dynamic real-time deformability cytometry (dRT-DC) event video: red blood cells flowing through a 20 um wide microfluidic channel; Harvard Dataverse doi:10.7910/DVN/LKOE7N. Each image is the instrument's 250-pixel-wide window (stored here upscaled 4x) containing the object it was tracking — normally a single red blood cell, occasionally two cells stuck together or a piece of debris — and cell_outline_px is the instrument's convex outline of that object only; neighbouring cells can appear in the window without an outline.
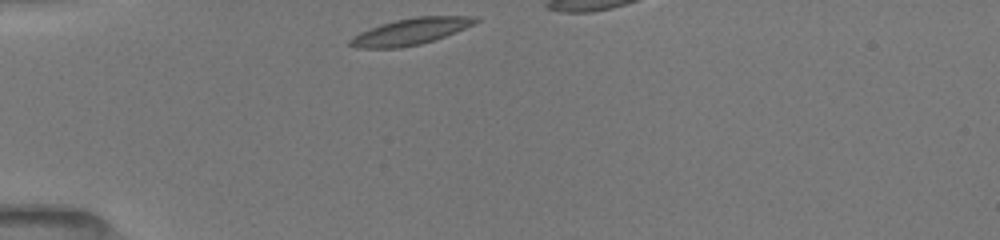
{"species": "common noctule bat (a hibernating species)", "species_latin": "Nyctalus noctula", "temperature_condition": "room temperature", "stored_images_in_passage": 16, "camera_frame_rate_fps": 3000, "um_per_image_px": 0.085, "animal": {"sex": "female", "body_mass_g": 19.5, "forearm_length_mm": 54.1}, "frame": {"image": 1, "passage_image": 1, "time_ms": 0.0, "image_size_px": [1000, 240], "cell_outline_px": [[480, 20], [476, 24], [456, 32], [420, 44], [396, 48], [356, 48], [348, 44], [348, 40], [352, 36], [360, 32], [380, 24], [396, 20], [416, 16], [476, 16]], "centroid_in_image_um": [34.9, 2.67], "position_along_channel_um": 50.1, "area_um2": 19.36}}
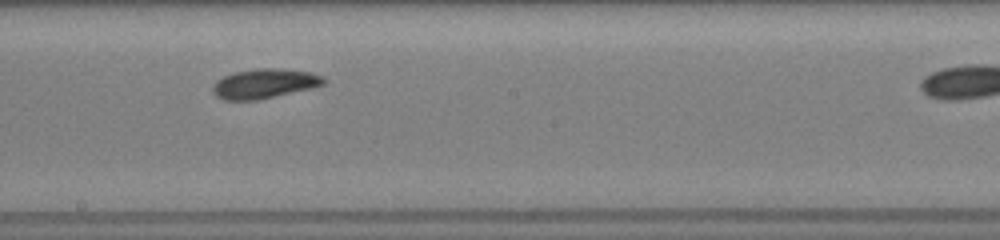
{"frame": {"image": 2, "passage_image": 9, "time_ms": 5.0, "image_size_px": [1000, 240], "cell_outline_px": [[328, 80], [324, 84], [312, 88], [260, 100], [224, 100], [216, 96], [212, 92], [212, 84], [216, 80], [224, 76], [236, 72], [256, 68], [280, 68], [308, 72], [324, 76]], "centroid_in_image_um": [22.48, 7.11], "position_along_channel_um": 225.7, "area_um2": 19.36}}
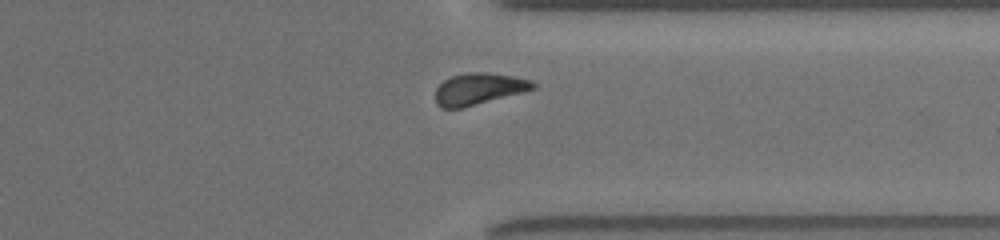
{"frame": {"image": 3, "passage_image": 15, "time_ms": 8.667, "image_size_px": [1000, 240], "cell_outline_px": [[536, 88], [464, 108], [440, 108], [436, 104], [436, 88], [444, 80], [452, 76], [468, 72], [488, 72], [512, 76], [532, 80], [536, 84]], "centroid_in_image_um": [40.68, 7.55], "position_along_channel_um": 370.7, "area_um2": 17.98}}